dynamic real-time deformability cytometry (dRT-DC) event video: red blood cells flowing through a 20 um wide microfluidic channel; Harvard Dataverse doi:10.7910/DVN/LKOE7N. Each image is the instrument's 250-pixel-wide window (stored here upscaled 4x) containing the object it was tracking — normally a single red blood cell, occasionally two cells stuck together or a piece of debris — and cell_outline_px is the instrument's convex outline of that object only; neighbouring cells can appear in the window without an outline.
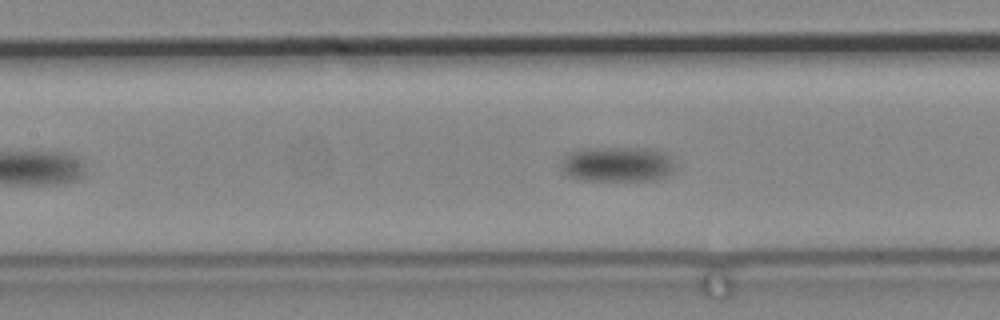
{"species": "common noctule bat (a hibernating species)", "species_latin": "Nyctalus noctula", "temperature_condition": "cold", "stored_images_in_passage": 48, "camera_frame_rate_fps": 3000, "um_per_image_px": 0.085, "animal": {"sex": "male", "body_mass_g": 19.2, "forearm_length_mm": 51.8}, "frame": {"image": 1, "passage_image": 9, "time_ms": 2.667, "image_size_px": [1000, 320], "cell_outline_px": [[672, 172], [656, 180], [580, 180], [568, 176], [564, 172], [560, 164], [564, 156], [568, 152], [580, 148], [656, 148], [672, 156]], "centroid_in_image_um": [52.44, 13.94], "position_along_channel_um": 155.0, "area_um2": 23.58}}
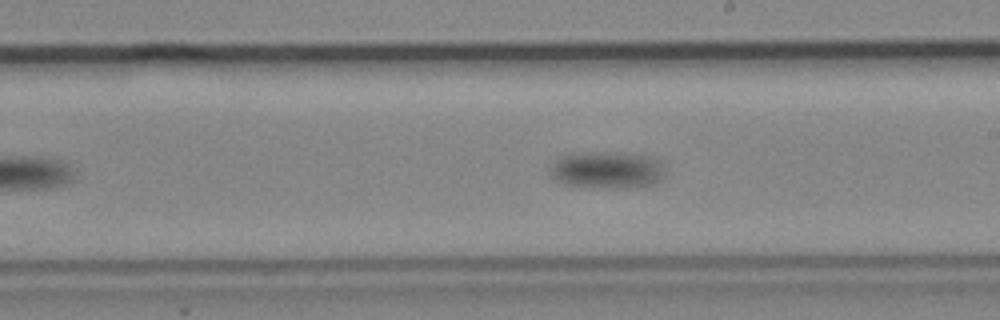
{"frame": {"image": 2, "passage_image": 19, "time_ms": 6.0, "image_size_px": [1000, 320], "cell_outline_px": [[660, 176], [652, 184], [620, 188], [616, 188], [564, 184], [556, 180], [552, 176], [552, 164], [560, 156], [572, 152], [612, 152], [648, 156], [656, 160], [660, 164]], "centroid_in_image_um": [51.49, 14.42], "position_along_channel_um": 237.5, "area_um2": 23.99}}
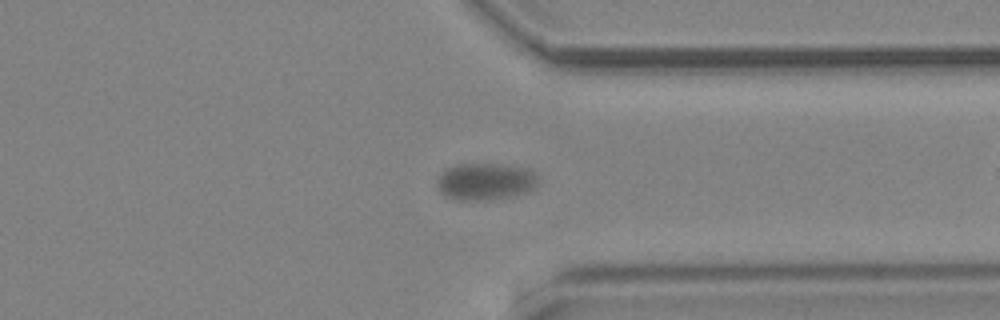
{"frame": {"image": 3, "passage_image": 29, "time_ms": 9.333, "image_size_px": [1000, 320], "cell_outline_px": [[536, 184], [528, 192], [512, 196], [488, 200], [456, 200], [444, 196], [440, 192], [436, 184], [436, 180], [440, 172], [456, 164], [508, 164], [524, 168], [532, 172], [536, 176]], "centroid_in_image_um": [41.18, 15.43], "position_along_channel_um": 370.2, "area_um2": 21.91}}